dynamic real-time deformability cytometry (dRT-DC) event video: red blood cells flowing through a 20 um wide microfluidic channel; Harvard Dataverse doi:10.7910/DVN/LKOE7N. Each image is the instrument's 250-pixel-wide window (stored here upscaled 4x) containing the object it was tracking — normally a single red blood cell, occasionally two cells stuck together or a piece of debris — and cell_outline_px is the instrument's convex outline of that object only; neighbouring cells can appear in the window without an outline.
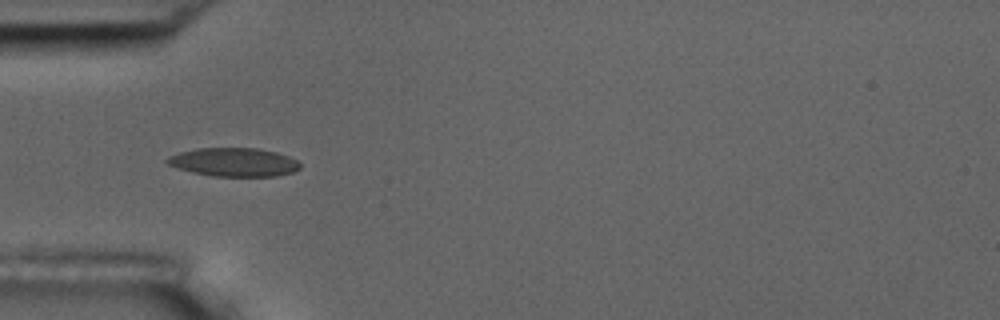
{"species": "common noctule bat (a hibernating species)", "species_latin": "Nyctalus noctula", "temperature_condition": "room temperature", "stored_images_in_passage": 54, "camera_frame_rate_fps": 3000, "um_per_image_px": 0.085, "animal": {"sex": "male", "body_mass_g": 17.5, "forearm_length_mm": 52.3}, "frame": {"image": 1, "passage_image": 16, "time_ms": 5.0, "image_size_px": [1000, 320], "cell_outline_px": [[300, 168], [292, 172], [276, 176], [212, 176], [192, 172], [176, 168], [168, 164], [164, 160], [168, 156], [180, 152], [196, 148], [256, 148], [276, 152], [288, 156], [296, 160], [300, 164]], "centroid_in_image_um": [19.84, 13.78], "position_along_channel_um": 65.2, "area_um2": 22.14}, "authors_computed_cell_mechanics": {"area_um2": 21.4149, "velocity_mm_per_s": 3.6125, "shape_relaxation_time_tau1_ms": 5.9937, "shape_relaxation_time_tau2_ms": 2.0466, "deformation_change_tau1": 0.1728, "deformation_change_tau2": 0.0534}}